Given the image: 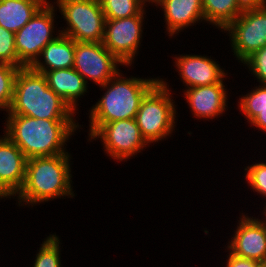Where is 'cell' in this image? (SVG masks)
<instances>
[{"label":"cell","mask_w":266,"mask_h":267,"mask_svg":"<svg viewBox=\"0 0 266 267\" xmlns=\"http://www.w3.org/2000/svg\"><path fill=\"white\" fill-rule=\"evenodd\" d=\"M239 107L251 122L263 109H266V85L259 86L251 93L243 96Z\"/></svg>","instance_id":"cb8c5ba5"},{"label":"cell","mask_w":266,"mask_h":267,"mask_svg":"<svg viewBox=\"0 0 266 267\" xmlns=\"http://www.w3.org/2000/svg\"><path fill=\"white\" fill-rule=\"evenodd\" d=\"M51 88L74 112L76 100L87 89L84 78L74 68H63L44 73Z\"/></svg>","instance_id":"ac0fdd59"},{"label":"cell","mask_w":266,"mask_h":267,"mask_svg":"<svg viewBox=\"0 0 266 267\" xmlns=\"http://www.w3.org/2000/svg\"><path fill=\"white\" fill-rule=\"evenodd\" d=\"M59 243L56 235H50L43 242L39 253L36 255L33 267H61Z\"/></svg>","instance_id":"603a6c76"},{"label":"cell","mask_w":266,"mask_h":267,"mask_svg":"<svg viewBox=\"0 0 266 267\" xmlns=\"http://www.w3.org/2000/svg\"><path fill=\"white\" fill-rule=\"evenodd\" d=\"M90 137L103 139L109 156L120 161L140 152L148 144L135 118L102 124Z\"/></svg>","instance_id":"30bf717a"},{"label":"cell","mask_w":266,"mask_h":267,"mask_svg":"<svg viewBox=\"0 0 266 267\" xmlns=\"http://www.w3.org/2000/svg\"><path fill=\"white\" fill-rule=\"evenodd\" d=\"M6 136L15 143L27 159L68 153L65 141L78 127L73 119H39L9 114Z\"/></svg>","instance_id":"6da1fadb"},{"label":"cell","mask_w":266,"mask_h":267,"mask_svg":"<svg viewBox=\"0 0 266 267\" xmlns=\"http://www.w3.org/2000/svg\"><path fill=\"white\" fill-rule=\"evenodd\" d=\"M8 114L39 119H73L74 112L51 88L46 76L31 67L19 68Z\"/></svg>","instance_id":"7a4b0ae2"},{"label":"cell","mask_w":266,"mask_h":267,"mask_svg":"<svg viewBox=\"0 0 266 267\" xmlns=\"http://www.w3.org/2000/svg\"><path fill=\"white\" fill-rule=\"evenodd\" d=\"M247 168H245L247 170L246 179L250 186L266 197V164L257 163Z\"/></svg>","instance_id":"484cf974"},{"label":"cell","mask_w":266,"mask_h":267,"mask_svg":"<svg viewBox=\"0 0 266 267\" xmlns=\"http://www.w3.org/2000/svg\"><path fill=\"white\" fill-rule=\"evenodd\" d=\"M68 28L61 34L76 42H102L105 15L100 0H57Z\"/></svg>","instance_id":"8992f818"},{"label":"cell","mask_w":266,"mask_h":267,"mask_svg":"<svg viewBox=\"0 0 266 267\" xmlns=\"http://www.w3.org/2000/svg\"><path fill=\"white\" fill-rule=\"evenodd\" d=\"M146 0H100L106 19H121L139 15Z\"/></svg>","instance_id":"44dd1931"},{"label":"cell","mask_w":266,"mask_h":267,"mask_svg":"<svg viewBox=\"0 0 266 267\" xmlns=\"http://www.w3.org/2000/svg\"><path fill=\"white\" fill-rule=\"evenodd\" d=\"M121 63L102 42H76L74 69L84 78L92 79L98 85L106 84L114 78Z\"/></svg>","instance_id":"9c48e42d"},{"label":"cell","mask_w":266,"mask_h":267,"mask_svg":"<svg viewBox=\"0 0 266 267\" xmlns=\"http://www.w3.org/2000/svg\"><path fill=\"white\" fill-rule=\"evenodd\" d=\"M19 67L0 63V108L9 109L13 100L14 81Z\"/></svg>","instance_id":"7402d4cb"},{"label":"cell","mask_w":266,"mask_h":267,"mask_svg":"<svg viewBox=\"0 0 266 267\" xmlns=\"http://www.w3.org/2000/svg\"><path fill=\"white\" fill-rule=\"evenodd\" d=\"M69 166L68 153L27 159L24 184L17 193L19 202L36 204L64 195L73 197Z\"/></svg>","instance_id":"3957f363"},{"label":"cell","mask_w":266,"mask_h":267,"mask_svg":"<svg viewBox=\"0 0 266 267\" xmlns=\"http://www.w3.org/2000/svg\"><path fill=\"white\" fill-rule=\"evenodd\" d=\"M75 40L59 33L57 38L49 42L41 51L40 56L44 57L45 64L37 60L31 68L44 74L46 71H53L63 68L74 67Z\"/></svg>","instance_id":"e0dca14e"},{"label":"cell","mask_w":266,"mask_h":267,"mask_svg":"<svg viewBox=\"0 0 266 267\" xmlns=\"http://www.w3.org/2000/svg\"><path fill=\"white\" fill-rule=\"evenodd\" d=\"M236 230L230 246L228 245L230 252L266 264V224L244 215Z\"/></svg>","instance_id":"7c38bea8"},{"label":"cell","mask_w":266,"mask_h":267,"mask_svg":"<svg viewBox=\"0 0 266 267\" xmlns=\"http://www.w3.org/2000/svg\"><path fill=\"white\" fill-rule=\"evenodd\" d=\"M29 1H32V2H35V3H38L41 7H45V6H48L50 5L49 3H47L46 0H29Z\"/></svg>","instance_id":"4dcf8cb0"},{"label":"cell","mask_w":266,"mask_h":267,"mask_svg":"<svg viewBox=\"0 0 266 267\" xmlns=\"http://www.w3.org/2000/svg\"><path fill=\"white\" fill-rule=\"evenodd\" d=\"M41 8L29 0H0V26L16 33Z\"/></svg>","instance_id":"d6986e66"},{"label":"cell","mask_w":266,"mask_h":267,"mask_svg":"<svg viewBox=\"0 0 266 267\" xmlns=\"http://www.w3.org/2000/svg\"><path fill=\"white\" fill-rule=\"evenodd\" d=\"M225 30L231 33L234 55L243 63L266 45V7L243 10Z\"/></svg>","instance_id":"ba28073f"},{"label":"cell","mask_w":266,"mask_h":267,"mask_svg":"<svg viewBox=\"0 0 266 267\" xmlns=\"http://www.w3.org/2000/svg\"><path fill=\"white\" fill-rule=\"evenodd\" d=\"M54 7H41L28 23L15 33V49L18 67H31L39 58L42 49L57 37H52ZM38 56V58H37Z\"/></svg>","instance_id":"52a82bcc"},{"label":"cell","mask_w":266,"mask_h":267,"mask_svg":"<svg viewBox=\"0 0 266 267\" xmlns=\"http://www.w3.org/2000/svg\"><path fill=\"white\" fill-rule=\"evenodd\" d=\"M144 12L139 15L106 19L102 44L124 65H131L142 33Z\"/></svg>","instance_id":"8fae6325"},{"label":"cell","mask_w":266,"mask_h":267,"mask_svg":"<svg viewBox=\"0 0 266 267\" xmlns=\"http://www.w3.org/2000/svg\"><path fill=\"white\" fill-rule=\"evenodd\" d=\"M251 124L266 132V109L261 110V112L251 121Z\"/></svg>","instance_id":"f546056e"},{"label":"cell","mask_w":266,"mask_h":267,"mask_svg":"<svg viewBox=\"0 0 266 267\" xmlns=\"http://www.w3.org/2000/svg\"><path fill=\"white\" fill-rule=\"evenodd\" d=\"M176 66L188 88L220 83L224 71L212 59L199 55L176 57Z\"/></svg>","instance_id":"5bb4252c"},{"label":"cell","mask_w":266,"mask_h":267,"mask_svg":"<svg viewBox=\"0 0 266 267\" xmlns=\"http://www.w3.org/2000/svg\"><path fill=\"white\" fill-rule=\"evenodd\" d=\"M263 264L247 258L238 257L230 252L226 267H261Z\"/></svg>","instance_id":"83f0119b"},{"label":"cell","mask_w":266,"mask_h":267,"mask_svg":"<svg viewBox=\"0 0 266 267\" xmlns=\"http://www.w3.org/2000/svg\"><path fill=\"white\" fill-rule=\"evenodd\" d=\"M266 208V207H265ZM266 211V210H265ZM264 214H266V212H264ZM266 216V215H265ZM263 223H265L266 224V221L264 220V221H262Z\"/></svg>","instance_id":"1f68e13d"},{"label":"cell","mask_w":266,"mask_h":267,"mask_svg":"<svg viewBox=\"0 0 266 267\" xmlns=\"http://www.w3.org/2000/svg\"><path fill=\"white\" fill-rule=\"evenodd\" d=\"M0 63H8L18 67L15 33L2 26H0Z\"/></svg>","instance_id":"d4e9b609"},{"label":"cell","mask_w":266,"mask_h":267,"mask_svg":"<svg viewBox=\"0 0 266 267\" xmlns=\"http://www.w3.org/2000/svg\"><path fill=\"white\" fill-rule=\"evenodd\" d=\"M159 81V79L144 80L135 77L121 79L120 73H117L114 78H111L106 84L101 85L104 88H109L100 101L92 107L90 113V136L102 124L117 120L134 119L141 101Z\"/></svg>","instance_id":"277c9868"},{"label":"cell","mask_w":266,"mask_h":267,"mask_svg":"<svg viewBox=\"0 0 266 267\" xmlns=\"http://www.w3.org/2000/svg\"><path fill=\"white\" fill-rule=\"evenodd\" d=\"M225 90L222 80L216 84L188 88L184 95L194 112L193 115L199 118H214L226 110Z\"/></svg>","instance_id":"9a60e30c"},{"label":"cell","mask_w":266,"mask_h":267,"mask_svg":"<svg viewBox=\"0 0 266 267\" xmlns=\"http://www.w3.org/2000/svg\"><path fill=\"white\" fill-rule=\"evenodd\" d=\"M163 6L169 35L204 19L202 0H155Z\"/></svg>","instance_id":"2e32d148"},{"label":"cell","mask_w":266,"mask_h":267,"mask_svg":"<svg viewBox=\"0 0 266 267\" xmlns=\"http://www.w3.org/2000/svg\"><path fill=\"white\" fill-rule=\"evenodd\" d=\"M202 3L204 20L223 30L243 11L238 0H202Z\"/></svg>","instance_id":"ffe728a7"},{"label":"cell","mask_w":266,"mask_h":267,"mask_svg":"<svg viewBox=\"0 0 266 267\" xmlns=\"http://www.w3.org/2000/svg\"><path fill=\"white\" fill-rule=\"evenodd\" d=\"M244 64L249 66L250 71H253L259 82L266 85V45L249 56Z\"/></svg>","instance_id":"4316f807"},{"label":"cell","mask_w":266,"mask_h":267,"mask_svg":"<svg viewBox=\"0 0 266 267\" xmlns=\"http://www.w3.org/2000/svg\"><path fill=\"white\" fill-rule=\"evenodd\" d=\"M167 84L160 80L143 98L135 120L147 143L169 135L175 124V106Z\"/></svg>","instance_id":"5b68a950"},{"label":"cell","mask_w":266,"mask_h":267,"mask_svg":"<svg viewBox=\"0 0 266 267\" xmlns=\"http://www.w3.org/2000/svg\"><path fill=\"white\" fill-rule=\"evenodd\" d=\"M238 2L243 10L266 7V0H238Z\"/></svg>","instance_id":"f1b7e54d"},{"label":"cell","mask_w":266,"mask_h":267,"mask_svg":"<svg viewBox=\"0 0 266 267\" xmlns=\"http://www.w3.org/2000/svg\"><path fill=\"white\" fill-rule=\"evenodd\" d=\"M27 158L7 136L0 139V197L13 196L25 180Z\"/></svg>","instance_id":"4fadbf2b"}]
</instances>
